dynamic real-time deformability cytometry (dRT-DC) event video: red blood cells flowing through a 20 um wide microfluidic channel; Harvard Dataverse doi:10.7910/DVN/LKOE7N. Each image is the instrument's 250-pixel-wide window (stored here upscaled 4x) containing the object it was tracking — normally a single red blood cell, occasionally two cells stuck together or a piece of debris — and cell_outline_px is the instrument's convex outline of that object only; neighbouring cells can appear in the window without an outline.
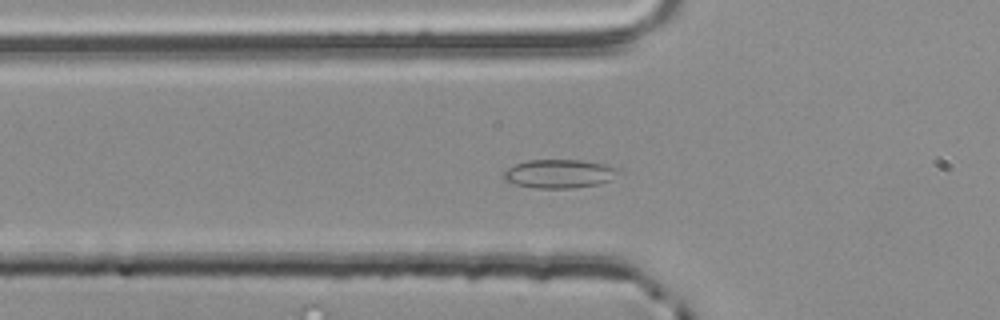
{"species": "common noctule bat (a hibernating species)", "species_latin": "Nyctalus noctula", "temperature_condition": "room temperature", "stored_images_in_passage": 45, "camera_frame_rate_fps": 3000, "um_per_image_px": 0.085, "animal": {"sex": "male", "body_mass_g": 20.4}, "frame": {"image": 1, "passage_image": 8, "time_ms": 2.333, "image_size_px": [1000, 320], "cell_outline_px": [[624, 172], [612, 180], [596, 184], [572, 188], [532, 188], [516, 184], [504, 180], [500, 176], [508, 168], [516, 164], [528, 160], [580, 160], [604, 164], [616, 168]], "centroid_in_image_um": [47.55, 14.77], "position_along_channel_um": 78.2, "area_um2": 19.31}}
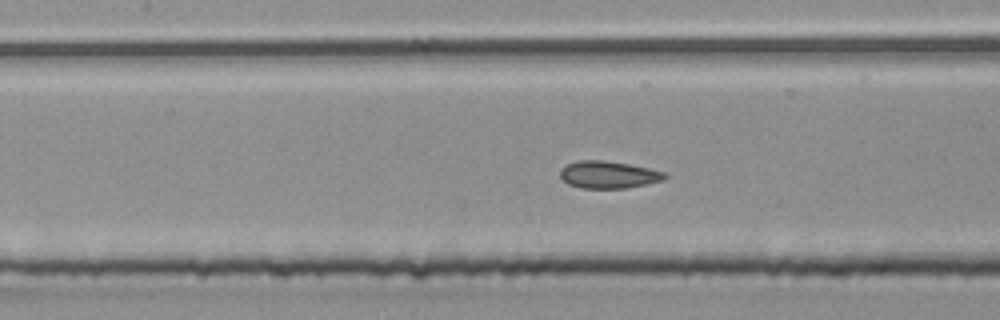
{"frame": {"image": 2, "passage_image": 14, "time_ms": 4.333, "image_size_px": [1000, 320], "cell_outline_px": [[668, 176], [664, 180], [648, 184], [628, 188], [580, 188], [568, 184], [560, 176], [560, 168], [568, 164], [580, 160], [600, 160], [628, 164], [648, 168], [664, 172]], "centroid_in_image_um": [51.72, 14.86], "position_along_channel_um": 155.7, "area_um2": 16.59}}
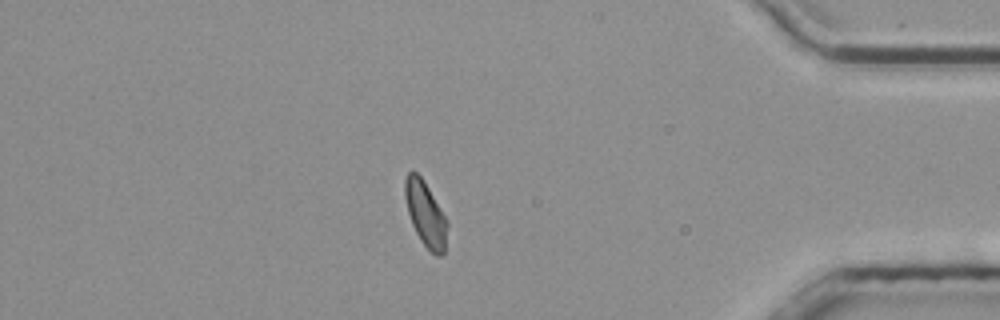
{"frame": {"image": 3, "passage_image": 36, "time_ms": 11.667, "image_size_px": [1000, 320], "cell_outline_px": [[448, 224], [444, 252], [440, 256], [436, 256], [420, 240], [412, 224], [408, 212], [404, 196], [404, 180], [408, 172], [412, 168], [424, 180], [448, 220]], "centroid_in_image_um": [36.16, 18.14], "position_along_channel_um": 399.0, "area_um2": 16.13}, "authors_computed_cell_mechanics": {"area_um2": 16.1262, "velocity_mm_per_s": 3.837, "shape_relaxation_time_tau1_ms": null, "shape_relaxation_time_tau2_ms": 0.9424, "deformation_change_tau1": null, "deformation_change_tau2": 0.062}}